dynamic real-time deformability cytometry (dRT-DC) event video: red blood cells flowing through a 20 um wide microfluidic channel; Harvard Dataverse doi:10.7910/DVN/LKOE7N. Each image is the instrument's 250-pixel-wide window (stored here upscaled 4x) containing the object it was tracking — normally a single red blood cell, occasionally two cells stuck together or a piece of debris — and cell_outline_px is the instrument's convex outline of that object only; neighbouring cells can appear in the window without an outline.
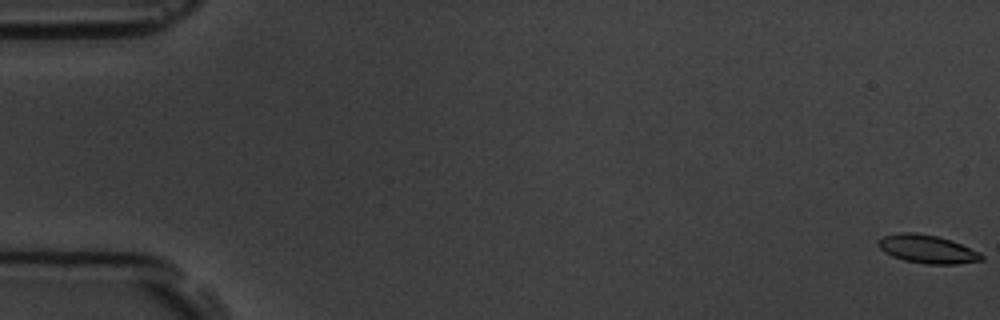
{"species": "common noctule bat (a hibernating species)", "species_latin": "Nyctalus noctula", "temperature_condition": "room temperature", "stored_images_in_passage": 3, "camera_frame_rate_fps": 3000, "um_per_image_px": 0.085, "animal": {"sex": "male", "body_mass_g": 19.5, "forearm_length_mm": 54.6}, "frame": {"image": 1, "passage_image": 1, "time_ms": 0.0, "image_size_px": [1000, 320], "cell_outline_px": [[984, 260], [956, 264], [928, 264], [904, 260], [892, 256], [884, 252], [880, 248], [880, 240], [884, 236], [896, 232], [916, 232], [936, 236], [960, 244], [980, 252], [984, 256]], "centroid_in_image_um": [78.84, 21.18], "position_along_channel_um": 6.2, "area_um2": 16.82}}